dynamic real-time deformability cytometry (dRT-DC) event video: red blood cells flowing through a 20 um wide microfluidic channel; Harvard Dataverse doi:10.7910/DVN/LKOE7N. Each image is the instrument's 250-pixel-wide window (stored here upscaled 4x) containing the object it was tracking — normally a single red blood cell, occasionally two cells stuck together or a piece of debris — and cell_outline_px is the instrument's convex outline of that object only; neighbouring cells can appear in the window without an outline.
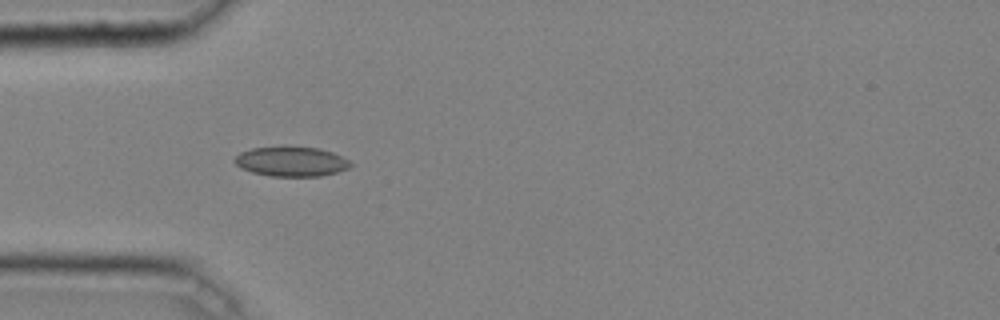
{"species": "common noctule bat (a hibernating species)", "species_latin": "Nyctalus noctula", "temperature_condition": "cold", "stored_images_in_passage": 33, "camera_frame_rate_fps": 3000, "um_per_image_px": 0.085, "animal": {"sex": "male", "body_mass_g": 20.4}, "frame": {"image": 1, "passage_image": 1, "time_ms": 0.0, "image_size_px": [1000, 320], "cell_outline_px": [[352, 164], [348, 168], [336, 172], [320, 176], [272, 176], [252, 172], [240, 168], [232, 160], [240, 152], [252, 148], [284, 144], [320, 148], [332, 152], [348, 160]], "centroid_in_image_um": [24.71, 13.69], "position_along_channel_um": 60.3, "area_um2": 20.58}}
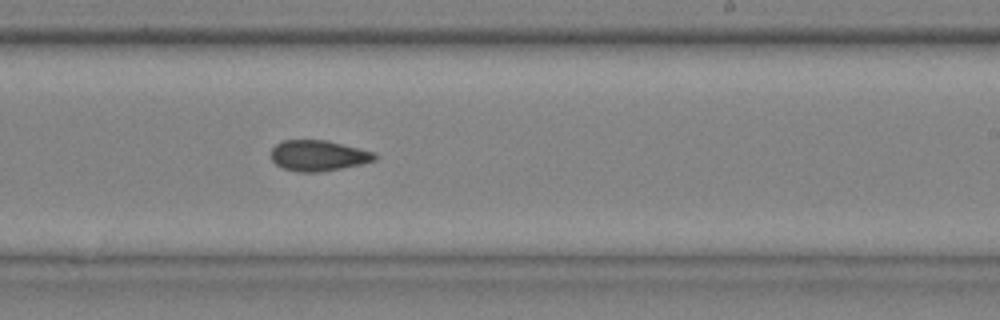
{"frame": {"image": 2, "passage_image": 16, "time_ms": 5.0, "image_size_px": [1000, 320], "cell_outline_px": [[380, 156], [376, 160], [360, 164], [320, 172], [296, 172], [284, 168], [276, 164], [272, 160], [272, 148], [276, 144], [284, 140], [328, 140], [376, 152]], "centroid_in_image_um": [27.1, 13.22], "position_along_channel_um": 261.9, "area_um2": 18.67}}
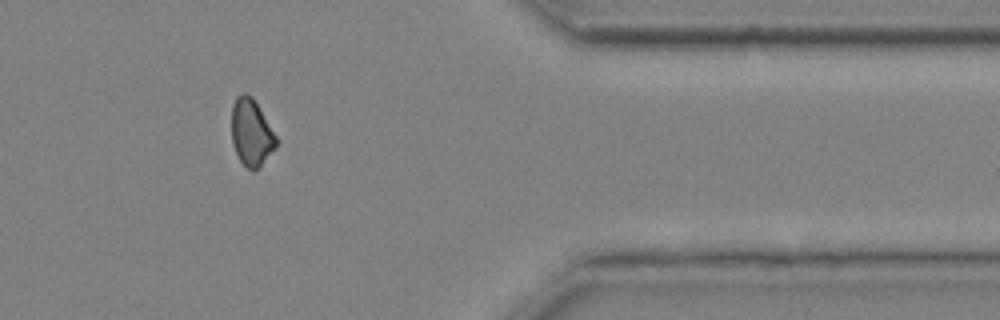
{"frame": {"image": 3, "passage_image": 27, "time_ms": 8.667, "image_size_px": [1000, 320], "cell_outline_px": [[280, 140], [276, 148], [260, 168], [252, 172], [240, 160], [232, 144], [232, 104], [236, 96], [240, 92], [244, 92], [252, 96]], "centroid_in_image_um": [21.39, 11.27], "position_along_channel_um": 390.0, "area_um2": 17.86}, "authors_computed_cell_mechanics": {"area_um2": 18.9006, "velocity_mm_per_s": 4.0756, "shape_relaxation_time_tau1_ms": null, "shape_relaxation_time_tau2_ms": 4.1947, "deformation_change_tau1": null, "deformation_change_tau2": 0.1}}